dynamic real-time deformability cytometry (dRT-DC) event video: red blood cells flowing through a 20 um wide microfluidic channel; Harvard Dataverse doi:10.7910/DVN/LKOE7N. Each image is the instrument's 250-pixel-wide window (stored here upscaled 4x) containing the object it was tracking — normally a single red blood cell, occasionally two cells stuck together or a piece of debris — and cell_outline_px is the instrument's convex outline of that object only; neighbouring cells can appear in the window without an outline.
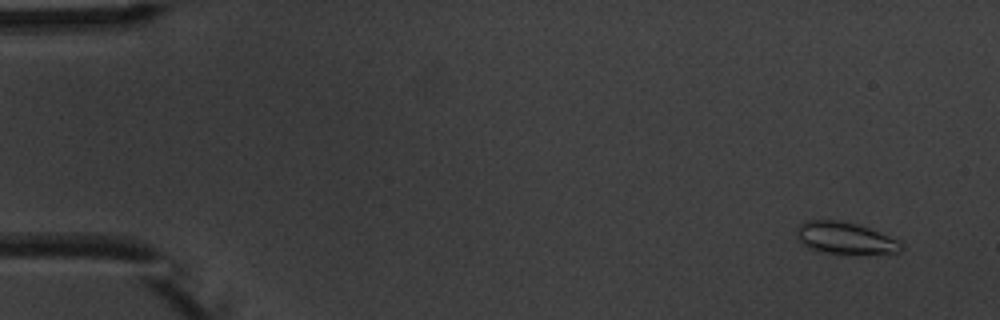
{"species": "common noctule bat (a hibernating species)", "species_latin": "Nyctalus noctula", "temperature_condition": "warm", "stored_images_in_passage": 4, "camera_frame_rate_fps": 3000, "um_per_image_px": 0.085, "animal": {"sex": "male", "body_mass_g": 20.1, "forearm_length_mm": 53.5}, "frame": {"image": 1, "passage_image": 1, "time_ms": 0.0, "image_size_px": [1000, 320], "cell_outline_px": [[904, 248], [900, 252], [820, 252], [808, 248], [796, 236], [796, 228], [800, 224], [808, 220], [840, 220], [856, 224], [868, 228], [900, 240], [904, 244]], "centroid_in_image_um": [71.82, 20.21], "position_along_channel_um": 13.2, "area_um2": 18.96}}
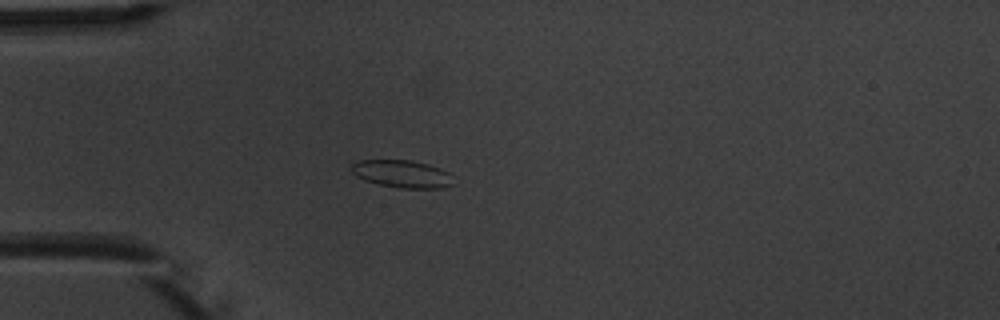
{"frame": {"image": 2, "passage_image": 4, "time_ms": 4.0, "image_size_px": [1000, 320], "cell_outline_px": [[452, 184], [440, 188], [400, 188], [380, 184], [364, 180], [356, 176], [348, 168], [352, 164], [360, 160], [412, 160], [428, 164], [440, 168], [448, 172]], "centroid_in_image_um": [34.12, 14.77], "position_along_channel_um": 50.9, "area_um2": 16.24}}